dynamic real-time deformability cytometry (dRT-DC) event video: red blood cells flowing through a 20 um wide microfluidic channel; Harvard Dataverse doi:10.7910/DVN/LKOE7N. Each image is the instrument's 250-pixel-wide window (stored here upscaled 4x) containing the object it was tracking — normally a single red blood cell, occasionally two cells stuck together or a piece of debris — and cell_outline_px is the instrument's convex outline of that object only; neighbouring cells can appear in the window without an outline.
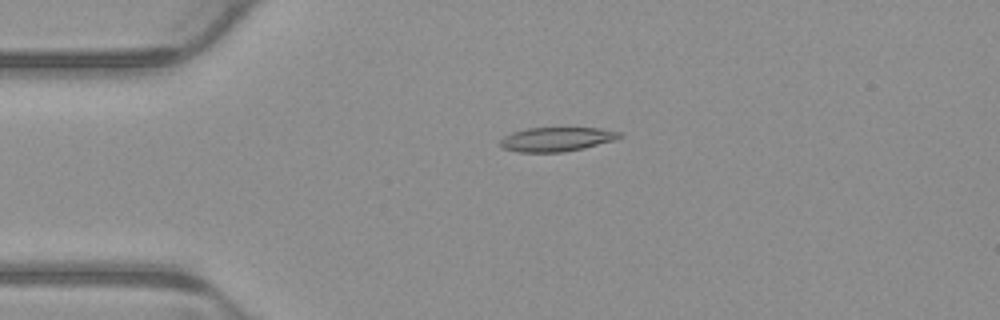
{"species": "common noctule bat (a hibernating species)", "species_latin": "Nyctalus noctula", "temperature_condition": "warm", "stored_images_in_passage": 6, "camera_frame_rate_fps": 3000, "um_per_image_px": 0.085, "animal": {"sex": "male", "body_mass_g": 23.1, "forearm_length_mm": 52.7}, "frame": {"image": 1, "passage_image": 4, "time_ms": 1.0, "image_size_px": [1000, 320], "cell_outline_px": [[624, 136], [616, 140], [584, 148], [564, 152], [516, 152], [500, 148], [500, 140], [504, 136], [512, 132], [528, 128], [600, 128], [620, 132]], "centroid_in_image_um": [47.31, 11.84], "position_along_channel_um": 37.7, "area_um2": 16.99}}
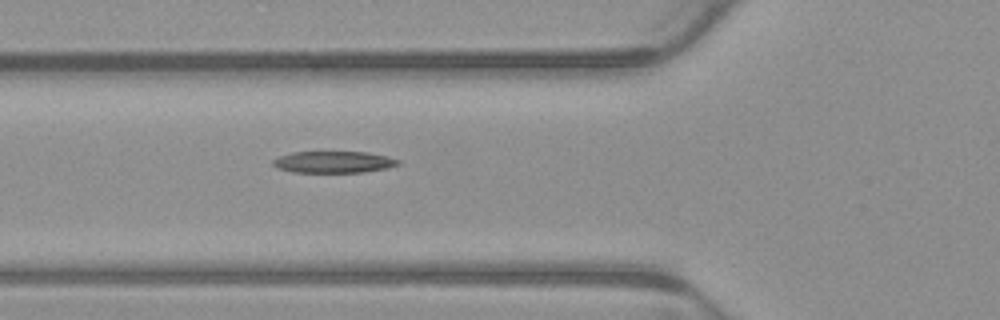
{"frame": {"image": 2, "passage_image": 6, "time_ms": 1.667, "image_size_px": [1000, 320], "cell_outline_px": [[400, 164], [388, 168], [364, 172], [292, 172], [276, 168], [272, 164], [272, 160], [280, 156], [292, 152], [368, 152], [388, 156], [400, 160]], "centroid_in_image_um": [28.37, 13.77], "position_along_channel_um": 97.4, "area_um2": 15.9}}